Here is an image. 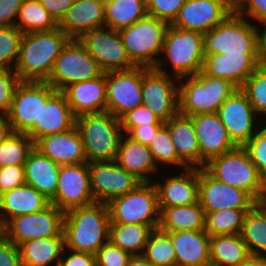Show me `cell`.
<instances>
[{"instance_id": "cell-1", "label": "cell", "mask_w": 266, "mask_h": 266, "mask_svg": "<svg viewBox=\"0 0 266 266\" xmlns=\"http://www.w3.org/2000/svg\"><path fill=\"white\" fill-rule=\"evenodd\" d=\"M110 217L106 203H94L68 210L63 219L66 250L96 255L109 241Z\"/></svg>"}, {"instance_id": "cell-2", "label": "cell", "mask_w": 266, "mask_h": 266, "mask_svg": "<svg viewBox=\"0 0 266 266\" xmlns=\"http://www.w3.org/2000/svg\"><path fill=\"white\" fill-rule=\"evenodd\" d=\"M69 40L59 27L51 31L23 33L14 68L20 81L46 82L56 58Z\"/></svg>"}, {"instance_id": "cell-3", "label": "cell", "mask_w": 266, "mask_h": 266, "mask_svg": "<svg viewBox=\"0 0 266 266\" xmlns=\"http://www.w3.org/2000/svg\"><path fill=\"white\" fill-rule=\"evenodd\" d=\"M204 55L203 33L183 30L170 24L161 52L163 57L159 58L154 68L178 79L193 76L202 70ZM167 65H170L168 71L165 68Z\"/></svg>"}, {"instance_id": "cell-4", "label": "cell", "mask_w": 266, "mask_h": 266, "mask_svg": "<svg viewBox=\"0 0 266 266\" xmlns=\"http://www.w3.org/2000/svg\"><path fill=\"white\" fill-rule=\"evenodd\" d=\"M204 169L216 180L247 192L257 203L266 199V180L243 146L213 157Z\"/></svg>"}, {"instance_id": "cell-5", "label": "cell", "mask_w": 266, "mask_h": 266, "mask_svg": "<svg viewBox=\"0 0 266 266\" xmlns=\"http://www.w3.org/2000/svg\"><path fill=\"white\" fill-rule=\"evenodd\" d=\"M87 163L116 160L124 135L120 119L109 112L82 114L76 117Z\"/></svg>"}, {"instance_id": "cell-6", "label": "cell", "mask_w": 266, "mask_h": 266, "mask_svg": "<svg viewBox=\"0 0 266 266\" xmlns=\"http://www.w3.org/2000/svg\"><path fill=\"white\" fill-rule=\"evenodd\" d=\"M204 35V54L259 53L260 26L232 11Z\"/></svg>"}, {"instance_id": "cell-7", "label": "cell", "mask_w": 266, "mask_h": 266, "mask_svg": "<svg viewBox=\"0 0 266 266\" xmlns=\"http://www.w3.org/2000/svg\"><path fill=\"white\" fill-rule=\"evenodd\" d=\"M237 87L229 80L204 75L201 71L179 79V113L187 116L217 113Z\"/></svg>"}, {"instance_id": "cell-8", "label": "cell", "mask_w": 266, "mask_h": 266, "mask_svg": "<svg viewBox=\"0 0 266 266\" xmlns=\"http://www.w3.org/2000/svg\"><path fill=\"white\" fill-rule=\"evenodd\" d=\"M169 26V23L148 14L119 30L126 53L135 66H156Z\"/></svg>"}, {"instance_id": "cell-9", "label": "cell", "mask_w": 266, "mask_h": 266, "mask_svg": "<svg viewBox=\"0 0 266 266\" xmlns=\"http://www.w3.org/2000/svg\"><path fill=\"white\" fill-rule=\"evenodd\" d=\"M110 223L144 224L153 230L159 227L160 210L153 182H141L125 195L107 203Z\"/></svg>"}, {"instance_id": "cell-10", "label": "cell", "mask_w": 266, "mask_h": 266, "mask_svg": "<svg viewBox=\"0 0 266 266\" xmlns=\"http://www.w3.org/2000/svg\"><path fill=\"white\" fill-rule=\"evenodd\" d=\"M101 73L96 60L79 39H70L56 58L46 82L57 91H62L70 84L95 78Z\"/></svg>"}, {"instance_id": "cell-11", "label": "cell", "mask_w": 266, "mask_h": 266, "mask_svg": "<svg viewBox=\"0 0 266 266\" xmlns=\"http://www.w3.org/2000/svg\"><path fill=\"white\" fill-rule=\"evenodd\" d=\"M64 212L50 204L44 210L10 219L0 233L19 246L33 239L63 236Z\"/></svg>"}, {"instance_id": "cell-12", "label": "cell", "mask_w": 266, "mask_h": 266, "mask_svg": "<svg viewBox=\"0 0 266 266\" xmlns=\"http://www.w3.org/2000/svg\"><path fill=\"white\" fill-rule=\"evenodd\" d=\"M57 92L47 82L21 81L7 113L13 132L27 134L39 122L42 106Z\"/></svg>"}, {"instance_id": "cell-13", "label": "cell", "mask_w": 266, "mask_h": 266, "mask_svg": "<svg viewBox=\"0 0 266 266\" xmlns=\"http://www.w3.org/2000/svg\"><path fill=\"white\" fill-rule=\"evenodd\" d=\"M142 67V105L167 122L179 113V79Z\"/></svg>"}, {"instance_id": "cell-14", "label": "cell", "mask_w": 266, "mask_h": 266, "mask_svg": "<svg viewBox=\"0 0 266 266\" xmlns=\"http://www.w3.org/2000/svg\"><path fill=\"white\" fill-rule=\"evenodd\" d=\"M79 41L104 73L135 67L126 53L121 35L117 30L103 26L84 33Z\"/></svg>"}, {"instance_id": "cell-15", "label": "cell", "mask_w": 266, "mask_h": 266, "mask_svg": "<svg viewBox=\"0 0 266 266\" xmlns=\"http://www.w3.org/2000/svg\"><path fill=\"white\" fill-rule=\"evenodd\" d=\"M142 105V66L106 72V112L120 119Z\"/></svg>"}, {"instance_id": "cell-16", "label": "cell", "mask_w": 266, "mask_h": 266, "mask_svg": "<svg viewBox=\"0 0 266 266\" xmlns=\"http://www.w3.org/2000/svg\"><path fill=\"white\" fill-rule=\"evenodd\" d=\"M217 114L237 146H244L261 128V125L265 124L260 122L259 116L241 88L234 90L223 102ZM256 124L258 127L255 126Z\"/></svg>"}, {"instance_id": "cell-17", "label": "cell", "mask_w": 266, "mask_h": 266, "mask_svg": "<svg viewBox=\"0 0 266 266\" xmlns=\"http://www.w3.org/2000/svg\"><path fill=\"white\" fill-rule=\"evenodd\" d=\"M50 202L64 213L96 203L91 193L89 163L61 165L56 194Z\"/></svg>"}, {"instance_id": "cell-18", "label": "cell", "mask_w": 266, "mask_h": 266, "mask_svg": "<svg viewBox=\"0 0 266 266\" xmlns=\"http://www.w3.org/2000/svg\"><path fill=\"white\" fill-rule=\"evenodd\" d=\"M91 193L98 203L125 195L138 186L141 181L126 172L114 161L89 163Z\"/></svg>"}, {"instance_id": "cell-19", "label": "cell", "mask_w": 266, "mask_h": 266, "mask_svg": "<svg viewBox=\"0 0 266 266\" xmlns=\"http://www.w3.org/2000/svg\"><path fill=\"white\" fill-rule=\"evenodd\" d=\"M198 201L205 213L250 210L257 203L247 192L216 180L204 168H199Z\"/></svg>"}, {"instance_id": "cell-20", "label": "cell", "mask_w": 266, "mask_h": 266, "mask_svg": "<svg viewBox=\"0 0 266 266\" xmlns=\"http://www.w3.org/2000/svg\"><path fill=\"white\" fill-rule=\"evenodd\" d=\"M232 11L234 0H186L171 25L204 34L221 23Z\"/></svg>"}, {"instance_id": "cell-21", "label": "cell", "mask_w": 266, "mask_h": 266, "mask_svg": "<svg viewBox=\"0 0 266 266\" xmlns=\"http://www.w3.org/2000/svg\"><path fill=\"white\" fill-rule=\"evenodd\" d=\"M200 147V168L213 157L222 155L237 147L217 113L190 116Z\"/></svg>"}, {"instance_id": "cell-22", "label": "cell", "mask_w": 266, "mask_h": 266, "mask_svg": "<svg viewBox=\"0 0 266 266\" xmlns=\"http://www.w3.org/2000/svg\"><path fill=\"white\" fill-rule=\"evenodd\" d=\"M258 67L259 53L205 54L201 72L210 77L227 79L237 88H241Z\"/></svg>"}, {"instance_id": "cell-23", "label": "cell", "mask_w": 266, "mask_h": 266, "mask_svg": "<svg viewBox=\"0 0 266 266\" xmlns=\"http://www.w3.org/2000/svg\"><path fill=\"white\" fill-rule=\"evenodd\" d=\"M177 174H166L163 183L153 181L159 207L185 206L198 202L199 168L183 169Z\"/></svg>"}, {"instance_id": "cell-24", "label": "cell", "mask_w": 266, "mask_h": 266, "mask_svg": "<svg viewBox=\"0 0 266 266\" xmlns=\"http://www.w3.org/2000/svg\"><path fill=\"white\" fill-rule=\"evenodd\" d=\"M34 148L60 166L87 162L83 141L76 125L68 131L39 138L34 143Z\"/></svg>"}, {"instance_id": "cell-25", "label": "cell", "mask_w": 266, "mask_h": 266, "mask_svg": "<svg viewBox=\"0 0 266 266\" xmlns=\"http://www.w3.org/2000/svg\"><path fill=\"white\" fill-rule=\"evenodd\" d=\"M61 92L76 117L106 112V72L95 78L70 84Z\"/></svg>"}, {"instance_id": "cell-26", "label": "cell", "mask_w": 266, "mask_h": 266, "mask_svg": "<svg viewBox=\"0 0 266 266\" xmlns=\"http://www.w3.org/2000/svg\"><path fill=\"white\" fill-rule=\"evenodd\" d=\"M105 24V0H75L58 27L70 39H79L84 33Z\"/></svg>"}, {"instance_id": "cell-27", "label": "cell", "mask_w": 266, "mask_h": 266, "mask_svg": "<svg viewBox=\"0 0 266 266\" xmlns=\"http://www.w3.org/2000/svg\"><path fill=\"white\" fill-rule=\"evenodd\" d=\"M76 125V116L73 114L65 95L57 91L42 106L39 122H35L34 127L27 135L34 143L41 137L49 134H57L68 131Z\"/></svg>"}, {"instance_id": "cell-28", "label": "cell", "mask_w": 266, "mask_h": 266, "mask_svg": "<svg viewBox=\"0 0 266 266\" xmlns=\"http://www.w3.org/2000/svg\"><path fill=\"white\" fill-rule=\"evenodd\" d=\"M166 233L174 246L176 266H210V235L205 230Z\"/></svg>"}, {"instance_id": "cell-29", "label": "cell", "mask_w": 266, "mask_h": 266, "mask_svg": "<svg viewBox=\"0 0 266 266\" xmlns=\"http://www.w3.org/2000/svg\"><path fill=\"white\" fill-rule=\"evenodd\" d=\"M51 204L43 194L28 184L0 195V229L13 217L44 210Z\"/></svg>"}, {"instance_id": "cell-30", "label": "cell", "mask_w": 266, "mask_h": 266, "mask_svg": "<svg viewBox=\"0 0 266 266\" xmlns=\"http://www.w3.org/2000/svg\"><path fill=\"white\" fill-rule=\"evenodd\" d=\"M115 161L141 182H153L152 175L160 170L154 162L148 145L136 142L126 134L122 136Z\"/></svg>"}, {"instance_id": "cell-31", "label": "cell", "mask_w": 266, "mask_h": 266, "mask_svg": "<svg viewBox=\"0 0 266 266\" xmlns=\"http://www.w3.org/2000/svg\"><path fill=\"white\" fill-rule=\"evenodd\" d=\"M24 169L25 183L51 201L56 194L60 165L33 148L24 163Z\"/></svg>"}, {"instance_id": "cell-32", "label": "cell", "mask_w": 266, "mask_h": 266, "mask_svg": "<svg viewBox=\"0 0 266 266\" xmlns=\"http://www.w3.org/2000/svg\"><path fill=\"white\" fill-rule=\"evenodd\" d=\"M165 125L170 131V137L178 157L189 168H200V147L195 134L192 118L177 113Z\"/></svg>"}, {"instance_id": "cell-33", "label": "cell", "mask_w": 266, "mask_h": 266, "mask_svg": "<svg viewBox=\"0 0 266 266\" xmlns=\"http://www.w3.org/2000/svg\"><path fill=\"white\" fill-rule=\"evenodd\" d=\"M18 247L22 266H58L65 248L64 236L33 239Z\"/></svg>"}, {"instance_id": "cell-34", "label": "cell", "mask_w": 266, "mask_h": 266, "mask_svg": "<svg viewBox=\"0 0 266 266\" xmlns=\"http://www.w3.org/2000/svg\"><path fill=\"white\" fill-rule=\"evenodd\" d=\"M159 229L164 232L205 230V212L199 201L185 206L159 207Z\"/></svg>"}, {"instance_id": "cell-35", "label": "cell", "mask_w": 266, "mask_h": 266, "mask_svg": "<svg viewBox=\"0 0 266 266\" xmlns=\"http://www.w3.org/2000/svg\"><path fill=\"white\" fill-rule=\"evenodd\" d=\"M249 255L240 234L210 236V266H239Z\"/></svg>"}, {"instance_id": "cell-36", "label": "cell", "mask_w": 266, "mask_h": 266, "mask_svg": "<svg viewBox=\"0 0 266 266\" xmlns=\"http://www.w3.org/2000/svg\"><path fill=\"white\" fill-rule=\"evenodd\" d=\"M146 15V0H105V27L119 31Z\"/></svg>"}, {"instance_id": "cell-37", "label": "cell", "mask_w": 266, "mask_h": 266, "mask_svg": "<svg viewBox=\"0 0 266 266\" xmlns=\"http://www.w3.org/2000/svg\"><path fill=\"white\" fill-rule=\"evenodd\" d=\"M249 253L266 256V205L256 203L245 215L240 233Z\"/></svg>"}, {"instance_id": "cell-38", "label": "cell", "mask_w": 266, "mask_h": 266, "mask_svg": "<svg viewBox=\"0 0 266 266\" xmlns=\"http://www.w3.org/2000/svg\"><path fill=\"white\" fill-rule=\"evenodd\" d=\"M152 231L144 224L110 223L109 241L131 256L142 255Z\"/></svg>"}, {"instance_id": "cell-39", "label": "cell", "mask_w": 266, "mask_h": 266, "mask_svg": "<svg viewBox=\"0 0 266 266\" xmlns=\"http://www.w3.org/2000/svg\"><path fill=\"white\" fill-rule=\"evenodd\" d=\"M15 26L22 33L51 31L58 28V23L41 5L39 0H24Z\"/></svg>"}, {"instance_id": "cell-40", "label": "cell", "mask_w": 266, "mask_h": 266, "mask_svg": "<svg viewBox=\"0 0 266 266\" xmlns=\"http://www.w3.org/2000/svg\"><path fill=\"white\" fill-rule=\"evenodd\" d=\"M248 211L231 208L205 213V231L210 236L240 234Z\"/></svg>"}, {"instance_id": "cell-41", "label": "cell", "mask_w": 266, "mask_h": 266, "mask_svg": "<svg viewBox=\"0 0 266 266\" xmlns=\"http://www.w3.org/2000/svg\"><path fill=\"white\" fill-rule=\"evenodd\" d=\"M142 255L154 266H176L172 240L159 228L150 233Z\"/></svg>"}, {"instance_id": "cell-42", "label": "cell", "mask_w": 266, "mask_h": 266, "mask_svg": "<svg viewBox=\"0 0 266 266\" xmlns=\"http://www.w3.org/2000/svg\"><path fill=\"white\" fill-rule=\"evenodd\" d=\"M34 141L24 133L13 132L0 144V168L8 165L24 166Z\"/></svg>"}, {"instance_id": "cell-43", "label": "cell", "mask_w": 266, "mask_h": 266, "mask_svg": "<svg viewBox=\"0 0 266 266\" xmlns=\"http://www.w3.org/2000/svg\"><path fill=\"white\" fill-rule=\"evenodd\" d=\"M148 148L152 153L154 162L158 169H160L164 165H173L178 168L179 166H182V170L189 168L178 157L175 146L170 137V131L165 124L158 130L155 138L148 145Z\"/></svg>"}, {"instance_id": "cell-44", "label": "cell", "mask_w": 266, "mask_h": 266, "mask_svg": "<svg viewBox=\"0 0 266 266\" xmlns=\"http://www.w3.org/2000/svg\"><path fill=\"white\" fill-rule=\"evenodd\" d=\"M241 89L246 93L260 120L265 119L263 122L266 123V68L259 66Z\"/></svg>"}, {"instance_id": "cell-45", "label": "cell", "mask_w": 266, "mask_h": 266, "mask_svg": "<svg viewBox=\"0 0 266 266\" xmlns=\"http://www.w3.org/2000/svg\"><path fill=\"white\" fill-rule=\"evenodd\" d=\"M22 35L16 26H0V68L14 70Z\"/></svg>"}, {"instance_id": "cell-46", "label": "cell", "mask_w": 266, "mask_h": 266, "mask_svg": "<svg viewBox=\"0 0 266 266\" xmlns=\"http://www.w3.org/2000/svg\"><path fill=\"white\" fill-rule=\"evenodd\" d=\"M249 153L253 164L266 180V123L243 146Z\"/></svg>"}, {"instance_id": "cell-47", "label": "cell", "mask_w": 266, "mask_h": 266, "mask_svg": "<svg viewBox=\"0 0 266 266\" xmlns=\"http://www.w3.org/2000/svg\"><path fill=\"white\" fill-rule=\"evenodd\" d=\"M148 124H165L158 116L143 105L137 106L120 118V125L124 134H128L134 127Z\"/></svg>"}, {"instance_id": "cell-48", "label": "cell", "mask_w": 266, "mask_h": 266, "mask_svg": "<svg viewBox=\"0 0 266 266\" xmlns=\"http://www.w3.org/2000/svg\"><path fill=\"white\" fill-rule=\"evenodd\" d=\"M186 0H146L148 14L172 24Z\"/></svg>"}, {"instance_id": "cell-49", "label": "cell", "mask_w": 266, "mask_h": 266, "mask_svg": "<svg viewBox=\"0 0 266 266\" xmlns=\"http://www.w3.org/2000/svg\"><path fill=\"white\" fill-rule=\"evenodd\" d=\"M20 79L13 69L0 68V112L8 113Z\"/></svg>"}, {"instance_id": "cell-50", "label": "cell", "mask_w": 266, "mask_h": 266, "mask_svg": "<svg viewBox=\"0 0 266 266\" xmlns=\"http://www.w3.org/2000/svg\"><path fill=\"white\" fill-rule=\"evenodd\" d=\"M96 266H127L131 255L107 241L96 253Z\"/></svg>"}, {"instance_id": "cell-51", "label": "cell", "mask_w": 266, "mask_h": 266, "mask_svg": "<svg viewBox=\"0 0 266 266\" xmlns=\"http://www.w3.org/2000/svg\"><path fill=\"white\" fill-rule=\"evenodd\" d=\"M234 10L258 26L266 23V0H234Z\"/></svg>"}, {"instance_id": "cell-52", "label": "cell", "mask_w": 266, "mask_h": 266, "mask_svg": "<svg viewBox=\"0 0 266 266\" xmlns=\"http://www.w3.org/2000/svg\"><path fill=\"white\" fill-rule=\"evenodd\" d=\"M25 184L24 166L8 165L0 168V195Z\"/></svg>"}, {"instance_id": "cell-53", "label": "cell", "mask_w": 266, "mask_h": 266, "mask_svg": "<svg viewBox=\"0 0 266 266\" xmlns=\"http://www.w3.org/2000/svg\"><path fill=\"white\" fill-rule=\"evenodd\" d=\"M0 266H22L19 247L0 233Z\"/></svg>"}, {"instance_id": "cell-54", "label": "cell", "mask_w": 266, "mask_h": 266, "mask_svg": "<svg viewBox=\"0 0 266 266\" xmlns=\"http://www.w3.org/2000/svg\"><path fill=\"white\" fill-rule=\"evenodd\" d=\"M58 266H96V257L89 253L66 251L64 248Z\"/></svg>"}, {"instance_id": "cell-55", "label": "cell", "mask_w": 266, "mask_h": 266, "mask_svg": "<svg viewBox=\"0 0 266 266\" xmlns=\"http://www.w3.org/2000/svg\"><path fill=\"white\" fill-rule=\"evenodd\" d=\"M24 0H0V26H15Z\"/></svg>"}, {"instance_id": "cell-56", "label": "cell", "mask_w": 266, "mask_h": 266, "mask_svg": "<svg viewBox=\"0 0 266 266\" xmlns=\"http://www.w3.org/2000/svg\"><path fill=\"white\" fill-rule=\"evenodd\" d=\"M164 124H148V125H141L134 127L127 136L130 137L132 140L149 145L152 140L155 138L158 130Z\"/></svg>"}, {"instance_id": "cell-57", "label": "cell", "mask_w": 266, "mask_h": 266, "mask_svg": "<svg viewBox=\"0 0 266 266\" xmlns=\"http://www.w3.org/2000/svg\"><path fill=\"white\" fill-rule=\"evenodd\" d=\"M41 5L59 23L75 0H39Z\"/></svg>"}, {"instance_id": "cell-58", "label": "cell", "mask_w": 266, "mask_h": 266, "mask_svg": "<svg viewBox=\"0 0 266 266\" xmlns=\"http://www.w3.org/2000/svg\"><path fill=\"white\" fill-rule=\"evenodd\" d=\"M13 133L7 113L0 112V144Z\"/></svg>"}, {"instance_id": "cell-59", "label": "cell", "mask_w": 266, "mask_h": 266, "mask_svg": "<svg viewBox=\"0 0 266 266\" xmlns=\"http://www.w3.org/2000/svg\"><path fill=\"white\" fill-rule=\"evenodd\" d=\"M259 66L266 68V23L260 27Z\"/></svg>"}, {"instance_id": "cell-60", "label": "cell", "mask_w": 266, "mask_h": 266, "mask_svg": "<svg viewBox=\"0 0 266 266\" xmlns=\"http://www.w3.org/2000/svg\"><path fill=\"white\" fill-rule=\"evenodd\" d=\"M239 266H266V256L250 254Z\"/></svg>"}, {"instance_id": "cell-61", "label": "cell", "mask_w": 266, "mask_h": 266, "mask_svg": "<svg viewBox=\"0 0 266 266\" xmlns=\"http://www.w3.org/2000/svg\"><path fill=\"white\" fill-rule=\"evenodd\" d=\"M127 266H154L143 255L131 256Z\"/></svg>"}]
</instances>
